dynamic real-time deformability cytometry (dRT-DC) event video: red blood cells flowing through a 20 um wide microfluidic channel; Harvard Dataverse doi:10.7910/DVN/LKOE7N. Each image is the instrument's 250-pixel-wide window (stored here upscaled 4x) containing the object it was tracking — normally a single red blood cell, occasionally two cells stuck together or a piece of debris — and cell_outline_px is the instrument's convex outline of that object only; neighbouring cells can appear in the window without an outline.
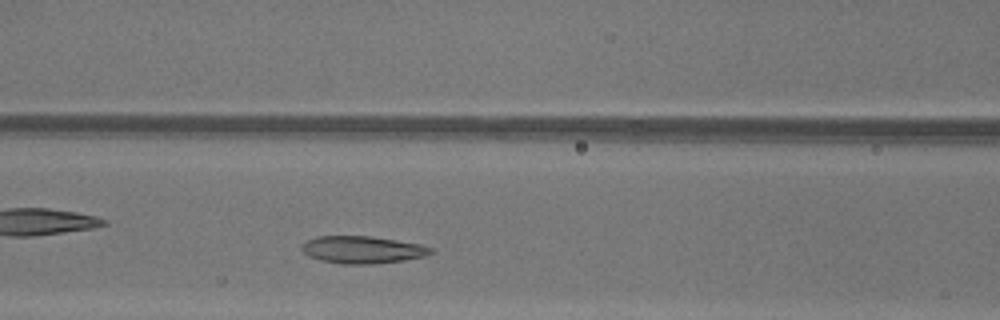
{"species": "common noctule bat (a hibernating species)", "species_latin": "Nyctalus noctula", "temperature_condition": "warm", "stored_images_in_passage": 30, "camera_frame_rate_fps": 3000, "um_per_image_px": 0.085, "animal": {"sex": "female"}, "frame": {"image": 1, "passage_image": 8, "time_ms": 2.333, "image_size_px": [1000, 320], "cell_outline_px": [[436, 252], [428, 256], [404, 260], [372, 264], [344, 264], [320, 260], [308, 256], [300, 248], [300, 244], [316, 236], [372, 236], [420, 244], [436, 248]], "centroid_in_image_um": [30.86, 21.22], "position_along_channel_um": 135.7, "area_um2": 20.87}}
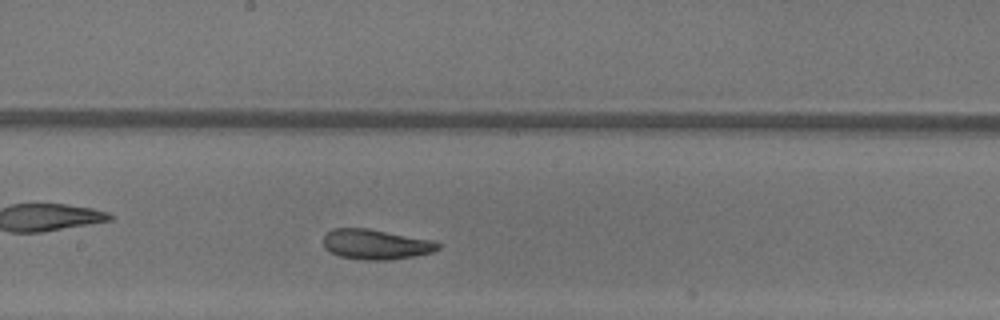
{"frame": {"image": 2, "passage_image": 14, "time_ms": 4.333, "image_size_px": [1000, 320], "cell_outline_px": [[444, 244], [440, 248], [432, 252], [392, 260], [364, 260], [336, 256], [328, 252], [324, 248], [324, 236], [332, 228], [368, 228], [432, 240]], "centroid_in_image_um": [31.93, 20.77], "position_along_channel_um": 216.3, "area_um2": 20.35}}
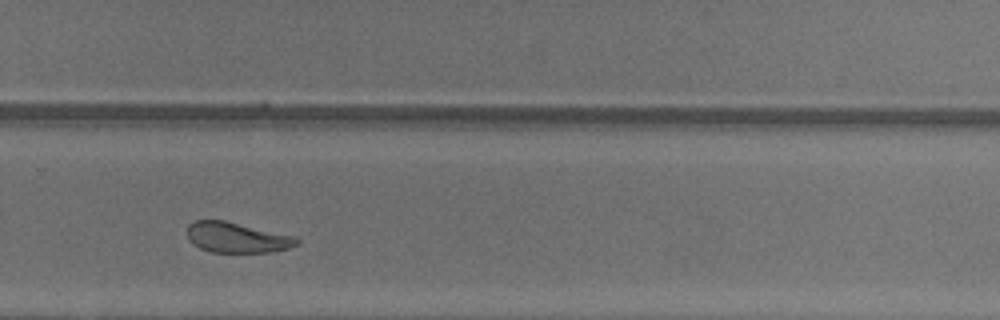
{"frame": {"image": 3, "passage_image": 21, "time_ms": 6.667, "image_size_px": [1000, 320], "cell_outline_px": [[300, 244], [288, 248], [272, 252], [208, 252], [192, 244], [188, 240], [188, 224], [196, 220], [224, 220], [296, 236], [300, 240]], "centroid_in_image_um": [20.15, 20.19], "position_along_channel_um": 309.7, "area_um2": 19.59}, "authors_computed_cell_mechanics": {"area_um2": 20.4034, "velocity_mm_per_s": 4.0277, "shape_relaxation_time_tau1_ms": 5.3514, "shape_relaxation_time_tau2_ms": 1.213, "deformation_change_tau1": 0.1667, "deformation_change_tau2": 0.0824}}